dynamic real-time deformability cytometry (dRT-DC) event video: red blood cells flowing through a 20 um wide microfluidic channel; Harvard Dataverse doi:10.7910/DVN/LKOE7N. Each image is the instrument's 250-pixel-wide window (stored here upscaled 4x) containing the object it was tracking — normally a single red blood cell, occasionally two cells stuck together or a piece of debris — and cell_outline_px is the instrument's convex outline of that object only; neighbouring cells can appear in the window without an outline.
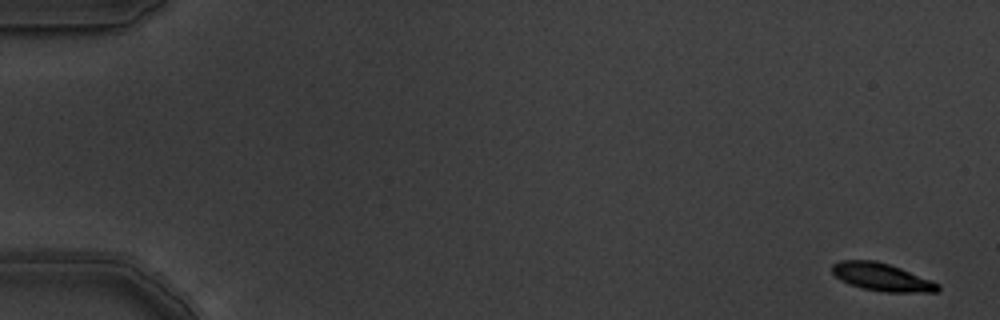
{"species": "common noctule bat (a hibernating species)", "species_latin": "Nyctalus noctula", "temperature_condition": "warm", "stored_images_in_passage": 7, "camera_frame_rate_fps": 3000, "um_per_image_px": 0.085, "animal": {"sex": "male", "body_mass_g": 19.5, "forearm_length_mm": 54.6}, "frame": {"image": 1, "passage_image": 1, "time_ms": 0.0, "image_size_px": [1000, 320], "cell_outline_px": [[940, 288], [936, 292], [884, 292], [864, 288], [848, 284], [840, 280], [832, 272], [832, 264], [840, 260], [876, 260], [900, 268], [932, 280], [940, 284]], "centroid_in_image_um": [74.95, 23.55], "position_along_channel_um": 10.1, "area_um2": 17.11}}
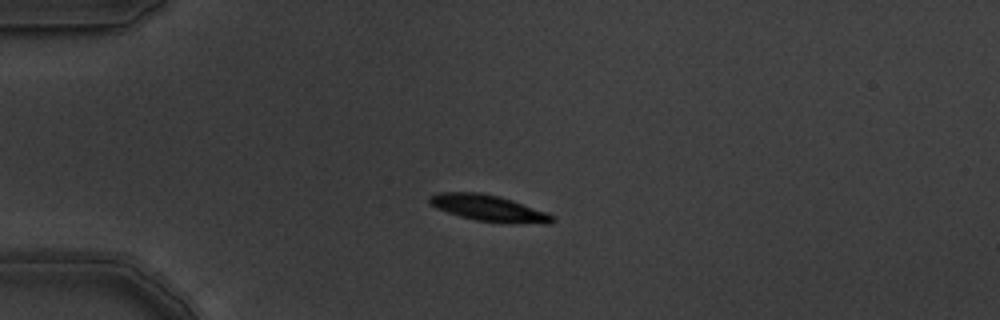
{"frame": {"image": 2, "passage_image": 5, "time_ms": 1.333, "image_size_px": [1000, 320], "cell_outline_px": [[556, 220], [548, 224], [508, 224], [476, 220], [460, 216], [436, 208], [428, 200], [428, 196], [440, 192], [480, 192], [500, 196], [512, 200], [544, 212], [552, 216]], "centroid_in_image_um": [41.54, 17.7], "position_along_channel_um": 43.5, "area_um2": 18.84}}